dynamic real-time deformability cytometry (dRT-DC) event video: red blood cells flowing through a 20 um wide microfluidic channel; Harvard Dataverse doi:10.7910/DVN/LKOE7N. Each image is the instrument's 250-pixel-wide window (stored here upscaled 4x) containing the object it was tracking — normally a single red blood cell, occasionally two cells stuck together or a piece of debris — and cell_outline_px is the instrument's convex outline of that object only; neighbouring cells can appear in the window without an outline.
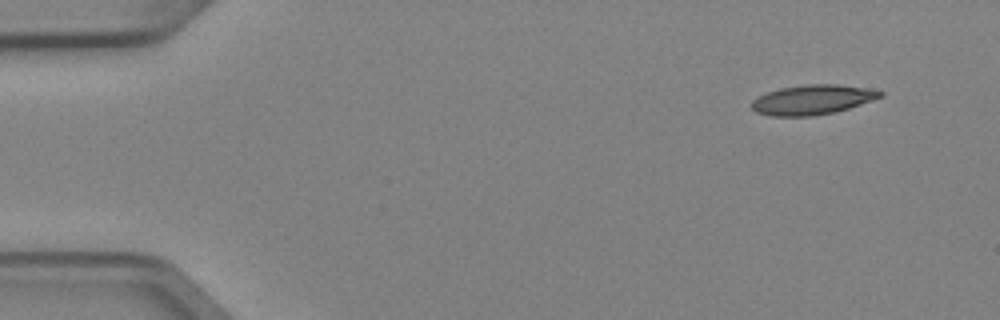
{"species": "Egyptian fruit bat (a non-hibernating species)", "species_latin": "Rousettus aegyptiacus", "temperature_condition": "cold", "stored_images_in_passage": 4, "camera_frame_rate_fps": 3000, "um_per_image_px": 0.085, "animal": {"sex": "female"}, "frame": {"image": 1, "passage_image": 2, "time_ms": 0.333, "image_size_px": [1000, 320], "cell_outline_px": [[884, 96], [836, 112], [812, 116], [768, 116], [756, 112], [752, 108], [752, 100], [756, 96], [780, 88], [808, 84], [836, 84], [864, 88], [884, 92]], "centroid_in_image_um": [69.02, 8.48], "position_along_channel_um": 16.0, "area_um2": 22.2}}